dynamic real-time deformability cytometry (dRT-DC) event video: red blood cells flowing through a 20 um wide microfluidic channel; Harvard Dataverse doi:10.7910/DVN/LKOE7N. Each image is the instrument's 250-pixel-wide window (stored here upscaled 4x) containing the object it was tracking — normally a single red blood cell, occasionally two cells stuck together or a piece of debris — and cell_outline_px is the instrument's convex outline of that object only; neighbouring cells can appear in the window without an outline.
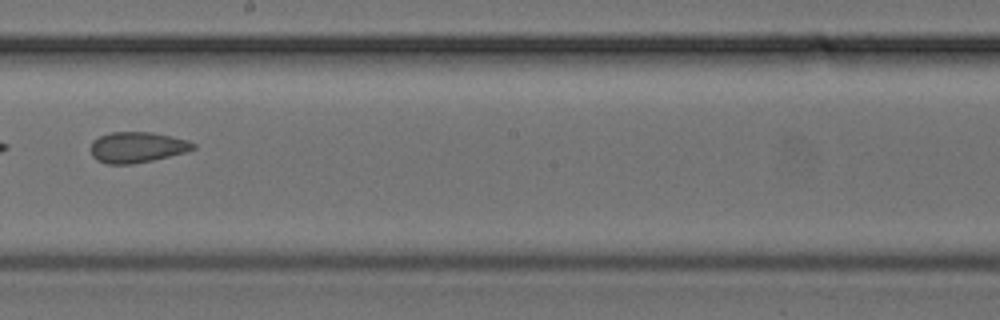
{"species": "common noctule bat (a hibernating species)", "species_latin": "Nyctalus noctula", "temperature_condition": "cold", "stored_images_in_passage": 32, "camera_frame_rate_fps": 3000, "um_per_image_px": 0.085, "animal": {"sex": "female", "body_mass_g": 24.6, "forearm_length_mm": 56.2}, "frame": {"image": 1, "passage_image": 19, "time_ms": 6.0, "image_size_px": [1000, 320], "cell_outline_px": [[196, 148], [184, 152], [152, 160], [132, 164], [108, 164], [96, 160], [92, 156], [88, 148], [92, 140], [100, 136], [112, 132], [152, 132], [188, 140], [196, 144]], "centroid_in_image_um": [11.6, 12.51], "position_along_channel_um": 236.6, "area_um2": 18.44}}
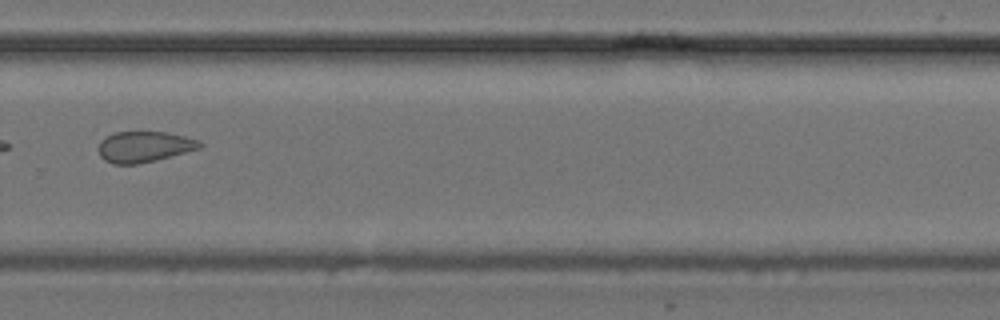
{"frame": {"image": 2, "passage_image": 23, "time_ms": 7.333, "image_size_px": [1000, 320], "cell_outline_px": [[204, 144], [200, 148], [156, 160], [140, 164], [112, 164], [104, 160], [100, 156], [96, 148], [100, 140], [104, 136], [116, 132], [168, 132], [200, 140]], "centroid_in_image_um": [12.21, 12.47], "position_along_channel_um": 317.6, "area_um2": 18.5}}